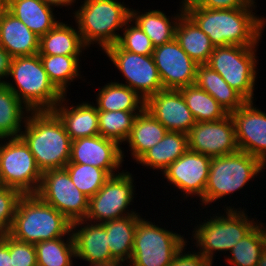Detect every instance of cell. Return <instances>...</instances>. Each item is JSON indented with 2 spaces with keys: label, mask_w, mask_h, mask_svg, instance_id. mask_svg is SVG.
I'll return each instance as SVG.
<instances>
[{
  "label": "cell",
  "mask_w": 266,
  "mask_h": 266,
  "mask_svg": "<svg viewBox=\"0 0 266 266\" xmlns=\"http://www.w3.org/2000/svg\"><path fill=\"white\" fill-rule=\"evenodd\" d=\"M183 8L215 47L259 46L263 38L266 18L256 14V8L207 9L196 6L191 0H183Z\"/></svg>",
  "instance_id": "1"
},
{
  "label": "cell",
  "mask_w": 266,
  "mask_h": 266,
  "mask_svg": "<svg viewBox=\"0 0 266 266\" xmlns=\"http://www.w3.org/2000/svg\"><path fill=\"white\" fill-rule=\"evenodd\" d=\"M20 137L41 170L62 169L70 161L71 138L53 111H31Z\"/></svg>",
  "instance_id": "2"
},
{
  "label": "cell",
  "mask_w": 266,
  "mask_h": 266,
  "mask_svg": "<svg viewBox=\"0 0 266 266\" xmlns=\"http://www.w3.org/2000/svg\"><path fill=\"white\" fill-rule=\"evenodd\" d=\"M223 207L225 208L223 214L219 211L215 214L211 213L209 219L205 217V220L203 218L199 222L197 220L198 224H194L190 238L197 251L213 263L214 256L218 252L228 254L259 223L257 218L247 215L244 207L243 209L234 208L235 206L232 207V205Z\"/></svg>",
  "instance_id": "3"
},
{
  "label": "cell",
  "mask_w": 266,
  "mask_h": 266,
  "mask_svg": "<svg viewBox=\"0 0 266 266\" xmlns=\"http://www.w3.org/2000/svg\"><path fill=\"white\" fill-rule=\"evenodd\" d=\"M79 9H74V18L85 46L96 44L104 51L115 45L126 22L130 19V8L118 0H83ZM121 29V30H120ZM118 31V32H116Z\"/></svg>",
  "instance_id": "4"
},
{
  "label": "cell",
  "mask_w": 266,
  "mask_h": 266,
  "mask_svg": "<svg viewBox=\"0 0 266 266\" xmlns=\"http://www.w3.org/2000/svg\"><path fill=\"white\" fill-rule=\"evenodd\" d=\"M71 222L36 194H23L18 201L9 235L36 244L58 237L73 236Z\"/></svg>",
  "instance_id": "5"
},
{
  "label": "cell",
  "mask_w": 266,
  "mask_h": 266,
  "mask_svg": "<svg viewBox=\"0 0 266 266\" xmlns=\"http://www.w3.org/2000/svg\"><path fill=\"white\" fill-rule=\"evenodd\" d=\"M8 79L7 87L31 111H52L64 96L50 81L39 54L14 57Z\"/></svg>",
  "instance_id": "6"
},
{
  "label": "cell",
  "mask_w": 266,
  "mask_h": 266,
  "mask_svg": "<svg viewBox=\"0 0 266 266\" xmlns=\"http://www.w3.org/2000/svg\"><path fill=\"white\" fill-rule=\"evenodd\" d=\"M266 165L246 152L211 157L207 184L204 192V209L210 204L244 189L249 181L263 173ZM220 199V200H219Z\"/></svg>",
  "instance_id": "7"
},
{
  "label": "cell",
  "mask_w": 266,
  "mask_h": 266,
  "mask_svg": "<svg viewBox=\"0 0 266 266\" xmlns=\"http://www.w3.org/2000/svg\"><path fill=\"white\" fill-rule=\"evenodd\" d=\"M181 234L141 217L126 266H169L177 252L190 242Z\"/></svg>",
  "instance_id": "8"
},
{
  "label": "cell",
  "mask_w": 266,
  "mask_h": 266,
  "mask_svg": "<svg viewBox=\"0 0 266 266\" xmlns=\"http://www.w3.org/2000/svg\"><path fill=\"white\" fill-rule=\"evenodd\" d=\"M258 46H216L207 63L246 101H255Z\"/></svg>",
  "instance_id": "9"
},
{
  "label": "cell",
  "mask_w": 266,
  "mask_h": 266,
  "mask_svg": "<svg viewBox=\"0 0 266 266\" xmlns=\"http://www.w3.org/2000/svg\"><path fill=\"white\" fill-rule=\"evenodd\" d=\"M0 172L2 186L22 194H35L43 174L21 137L0 139Z\"/></svg>",
  "instance_id": "10"
},
{
  "label": "cell",
  "mask_w": 266,
  "mask_h": 266,
  "mask_svg": "<svg viewBox=\"0 0 266 266\" xmlns=\"http://www.w3.org/2000/svg\"><path fill=\"white\" fill-rule=\"evenodd\" d=\"M134 178L127 170L111 176L99 191L89 198L85 220L102 224L128 215L140 214L136 209H130L136 197L134 195H137Z\"/></svg>",
  "instance_id": "11"
},
{
  "label": "cell",
  "mask_w": 266,
  "mask_h": 266,
  "mask_svg": "<svg viewBox=\"0 0 266 266\" xmlns=\"http://www.w3.org/2000/svg\"><path fill=\"white\" fill-rule=\"evenodd\" d=\"M35 194L71 223L85 220L89 198L73 184L65 168L43 172Z\"/></svg>",
  "instance_id": "12"
},
{
  "label": "cell",
  "mask_w": 266,
  "mask_h": 266,
  "mask_svg": "<svg viewBox=\"0 0 266 266\" xmlns=\"http://www.w3.org/2000/svg\"><path fill=\"white\" fill-rule=\"evenodd\" d=\"M115 68L122 73L126 85L146 100L163 90L162 81L152 55H140L121 49L117 44L104 51Z\"/></svg>",
  "instance_id": "13"
},
{
  "label": "cell",
  "mask_w": 266,
  "mask_h": 266,
  "mask_svg": "<svg viewBox=\"0 0 266 266\" xmlns=\"http://www.w3.org/2000/svg\"><path fill=\"white\" fill-rule=\"evenodd\" d=\"M211 157L189 149L161 173L164 179L178 189L185 201L188 197L199 198L204 209V192L208 180ZM193 196V197H192Z\"/></svg>",
  "instance_id": "14"
},
{
  "label": "cell",
  "mask_w": 266,
  "mask_h": 266,
  "mask_svg": "<svg viewBox=\"0 0 266 266\" xmlns=\"http://www.w3.org/2000/svg\"><path fill=\"white\" fill-rule=\"evenodd\" d=\"M187 136L190 151L209 157L230 155L239 151L235 124L230 114L216 121L196 122Z\"/></svg>",
  "instance_id": "15"
},
{
  "label": "cell",
  "mask_w": 266,
  "mask_h": 266,
  "mask_svg": "<svg viewBox=\"0 0 266 266\" xmlns=\"http://www.w3.org/2000/svg\"><path fill=\"white\" fill-rule=\"evenodd\" d=\"M124 154V148L118 142L99 134L72 140L68 163L93 165L104 169L110 176H114L124 171L122 169L125 161Z\"/></svg>",
  "instance_id": "16"
},
{
  "label": "cell",
  "mask_w": 266,
  "mask_h": 266,
  "mask_svg": "<svg viewBox=\"0 0 266 266\" xmlns=\"http://www.w3.org/2000/svg\"><path fill=\"white\" fill-rule=\"evenodd\" d=\"M153 58L163 89L178 90L195 83L198 64L173 40L154 47Z\"/></svg>",
  "instance_id": "17"
},
{
  "label": "cell",
  "mask_w": 266,
  "mask_h": 266,
  "mask_svg": "<svg viewBox=\"0 0 266 266\" xmlns=\"http://www.w3.org/2000/svg\"><path fill=\"white\" fill-rule=\"evenodd\" d=\"M247 101L230 113L235 124L239 151L259 158L266 165V113Z\"/></svg>",
  "instance_id": "18"
},
{
  "label": "cell",
  "mask_w": 266,
  "mask_h": 266,
  "mask_svg": "<svg viewBox=\"0 0 266 266\" xmlns=\"http://www.w3.org/2000/svg\"><path fill=\"white\" fill-rule=\"evenodd\" d=\"M144 109L170 132L188 134L196 120L179 90L163 89L145 100Z\"/></svg>",
  "instance_id": "19"
},
{
  "label": "cell",
  "mask_w": 266,
  "mask_h": 266,
  "mask_svg": "<svg viewBox=\"0 0 266 266\" xmlns=\"http://www.w3.org/2000/svg\"><path fill=\"white\" fill-rule=\"evenodd\" d=\"M71 232L75 244L76 259L88 264L118 262L110 252L107 231L101 223L87 220L75 221L71 224Z\"/></svg>",
  "instance_id": "20"
},
{
  "label": "cell",
  "mask_w": 266,
  "mask_h": 266,
  "mask_svg": "<svg viewBox=\"0 0 266 266\" xmlns=\"http://www.w3.org/2000/svg\"><path fill=\"white\" fill-rule=\"evenodd\" d=\"M69 100L64 95L52 111L64 124L71 140L99 135L98 110L94 102L81 101L69 105Z\"/></svg>",
  "instance_id": "21"
},
{
  "label": "cell",
  "mask_w": 266,
  "mask_h": 266,
  "mask_svg": "<svg viewBox=\"0 0 266 266\" xmlns=\"http://www.w3.org/2000/svg\"><path fill=\"white\" fill-rule=\"evenodd\" d=\"M179 3V12H174L172 16L166 15L160 9L141 12L139 9L130 8V19L150 38L152 45L157 47L175 38L176 26L184 14L183 0Z\"/></svg>",
  "instance_id": "22"
},
{
  "label": "cell",
  "mask_w": 266,
  "mask_h": 266,
  "mask_svg": "<svg viewBox=\"0 0 266 266\" xmlns=\"http://www.w3.org/2000/svg\"><path fill=\"white\" fill-rule=\"evenodd\" d=\"M40 38L23 22L6 10L0 20V46L13 58L35 55L39 52Z\"/></svg>",
  "instance_id": "23"
},
{
  "label": "cell",
  "mask_w": 266,
  "mask_h": 266,
  "mask_svg": "<svg viewBox=\"0 0 266 266\" xmlns=\"http://www.w3.org/2000/svg\"><path fill=\"white\" fill-rule=\"evenodd\" d=\"M61 20L40 37L39 55L82 56L88 48L82 41L77 24L73 26Z\"/></svg>",
  "instance_id": "24"
},
{
  "label": "cell",
  "mask_w": 266,
  "mask_h": 266,
  "mask_svg": "<svg viewBox=\"0 0 266 266\" xmlns=\"http://www.w3.org/2000/svg\"><path fill=\"white\" fill-rule=\"evenodd\" d=\"M7 10L39 38L60 21L53 13L54 7L41 0H7Z\"/></svg>",
  "instance_id": "25"
},
{
  "label": "cell",
  "mask_w": 266,
  "mask_h": 266,
  "mask_svg": "<svg viewBox=\"0 0 266 266\" xmlns=\"http://www.w3.org/2000/svg\"><path fill=\"white\" fill-rule=\"evenodd\" d=\"M188 150V136L181 132H170L152 148L148 149L136 163L148 169L164 172L170 164Z\"/></svg>",
  "instance_id": "26"
},
{
  "label": "cell",
  "mask_w": 266,
  "mask_h": 266,
  "mask_svg": "<svg viewBox=\"0 0 266 266\" xmlns=\"http://www.w3.org/2000/svg\"><path fill=\"white\" fill-rule=\"evenodd\" d=\"M168 132L165 126L143 109L136 115L127 140L128 150L136 162L148 149L156 145Z\"/></svg>",
  "instance_id": "27"
},
{
  "label": "cell",
  "mask_w": 266,
  "mask_h": 266,
  "mask_svg": "<svg viewBox=\"0 0 266 266\" xmlns=\"http://www.w3.org/2000/svg\"><path fill=\"white\" fill-rule=\"evenodd\" d=\"M194 84L208 92L229 114L247 102L207 64L198 65Z\"/></svg>",
  "instance_id": "28"
},
{
  "label": "cell",
  "mask_w": 266,
  "mask_h": 266,
  "mask_svg": "<svg viewBox=\"0 0 266 266\" xmlns=\"http://www.w3.org/2000/svg\"><path fill=\"white\" fill-rule=\"evenodd\" d=\"M141 217L142 214L128 215L102 223L107 231L111 255L122 264L131 259L136 226Z\"/></svg>",
  "instance_id": "29"
},
{
  "label": "cell",
  "mask_w": 266,
  "mask_h": 266,
  "mask_svg": "<svg viewBox=\"0 0 266 266\" xmlns=\"http://www.w3.org/2000/svg\"><path fill=\"white\" fill-rule=\"evenodd\" d=\"M175 39L198 65L207 64L214 45L210 38L184 13L176 26Z\"/></svg>",
  "instance_id": "30"
},
{
  "label": "cell",
  "mask_w": 266,
  "mask_h": 266,
  "mask_svg": "<svg viewBox=\"0 0 266 266\" xmlns=\"http://www.w3.org/2000/svg\"><path fill=\"white\" fill-rule=\"evenodd\" d=\"M97 92L94 105L98 111L141 112L145 106V100L142 97L116 80L106 83Z\"/></svg>",
  "instance_id": "31"
},
{
  "label": "cell",
  "mask_w": 266,
  "mask_h": 266,
  "mask_svg": "<svg viewBox=\"0 0 266 266\" xmlns=\"http://www.w3.org/2000/svg\"><path fill=\"white\" fill-rule=\"evenodd\" d=\"M30 112L5 83H0V139L20 137Z\"/></svg>",
  "instance_id": "32"
},
{
  "label": "cell",
  "mask_w": 266,
  "mask_h": 266,
  "mask_svg": "<svg viewBox=\"0 0 266 266\" xmlns=\"http://www.w3.org/2000/svg\"><path fill=\"white\" fill-rule=\"evenodd\" d=\"M266 223H259L243 237L224 258L230 266H257L266 248Z\"/></svg>",
  "instance_id": "33"
},
{
  "label": "cell",
  "mask_w": 266,
  "mask_h": 266,
  "mask_svg": "<svg viewBox=\"0 0 266 266\" xmlns=\"http://www.w3.org/2000/svg\"><path fill=\"white\" fill-rule=\"evenodd\" d=\"M50 81L63 94L75 79H83L81 75V56L39 55ZM81 76V77H80Z\"/></svg>",
  "instance_id": "34"
},
{
  "label": "cell",
  "mask_w": 266,
  "mask_h": 266,
  "mask_svg": "<svg viewBox=\"0 0 266 266\" xmlns=\"http://www.w3.org/2000/svg\"><path fill=\"white\" fill-rule=\"evenodd\" d=\"M196 122L224 119L229 113L208 92L195 84L178 89Z\"/></svg>",
  "instance_id": "35"
},
{
  "label": "cell",
  "mask_w": 266,
  "mask_h": 266,
  "mask_svg": "<svg viewBox=\"0 0 266 266\" xmlns=\"http://www.w3.org/2000/svg\"><path fill=\"white\" fill-rule=\"evenodd\" d=\"M34 246L37 266H74L76 252L73 236L45 240Z\"/></svg>",
  "instance_id": "36"
},
{
  "label": "cell",
  "mask_w": 266,
  "mask_h": 266,
  "mask_svg": "<svg viewBox=\"0 0 266 266\" xmlns=\"http://www.w3.org/2000/svg\"><path fill=\"white\" fill-rule=\"evenodd\" d=\"M140 112L129 111H98L100 135L112 139L120 145L127 140L134 119Z\"/></svg>",
  "instance_id": "37"
},
{
  "label": "cell",
  "mask_w": 266,
  "mask_h": 266,
  "mask_svg": "<svg viewBox=\"0 0 266 266\" xmlns=\"http://www.w3.org/2000/svg\"><path fill=\"white\" fill-rule=\"evenodd\" d=\"M64 168L73 184L88 198L94 196L111 177L104 169L93 165L67 163Z\"/></svg>",
  "instance_id": "38"
},
{
  "label": "cell",
  "mask_w": 266,
  "mask_h": 266,
  "mask_svg": "<svg viewBox=\"0 0 266 266\" xmlns=\"http://www.w3.org/2000/svg\"><path fill=\"white\" fill-rule=\"evenodd\" d=\"M116 44L121 49L140 55H153L154 51L150 38L131 19L126 22Z\"/></svg>",
  "instance_id": "39"
},
{
  "label": "cell",
  "mask_w": 266,
  "mask_h": 266,
  "mask_svg": "<svg viewBox=\"0 0 266 266\" xmlns=\"http://www.w3.org/2000/svg\"><path fill=\"white\" fill-rule=\"evenodd\" d=\"M22 195L15 188L0 186V238L9 234L16 207Z\"/></svg>",
  "instance_id": "40"
},
{
  "label": "cell",
  "mask_w": 266,
  "mask_h": 266,
  "mask_svg": "<svg viewBox=\"0 0 266 266\" xmlns=\"http://www.w3.org/2000/svg\"><path fill=\"white\" fill-rule=\"evenodd\" d=\"M12 266H37L34 244L19 241L10 236Z\"/></svg>",
  "instance_id": "41"
},
{
  "label": "cell",
  "mask_w": 266,
  "mask_h": 266,
  "mask_svg": "<svg viewBox=\"0 0 266 266\" xmlns=\"http://www.w3.org/2000/svg\"><path fill=\"white\" fill-rule=\"evenodd\" d=\"M187 245L189 244L186 243L177 252L169 266H212L214 264L211 260L205 258L198 251L196 252L197 249H195L194 251L189 250L187 252Z\"/></svg>",
  "instance_id": "42"
},
{
  "label": "cell",
  "mask_w": 266,
  "mask_h": 266,
  "mask_svg": "<svg viewBox=\"0 0 266 266\" xmlns=\"http://www.w3.org/2000/svg\"><path fill=\"white\" fill-rule=\"evenodd\" d=\"M196 6L207 9L257 8L248 0H191Z\"/></svg>",
  "instance_id": "43"
},
{
  "label": "cell",
  "mask_w": 266,
  "mask_h": 266,
  "mask_svg": "<svg viewBox=\"0 0 266 266\" xmlns=\"http://www.w3.org/2000/svg\"><path fill=\"white\" fill-rule=\"evenodd\" d=\"M12 59L13 57L0 46V83H6L10 73Z\"/></svg>",
  "instance_id": "44"
},
{
  "label": "cell",
  "mask_w": 266,
  "mask_h": 266,
  "mask_svg": "<svg viewBox=\"0 0 266 266\" xmlns=\"http://www.w3.org/2000/svg\"><path fill=\"white\" fill-rule=\"evenodd\" d=\"M0 266H12L9 234L0 238Z\"/></svg>",
  "instance_id": "45"
},
{
  "label": "cell",
  "mask_w": 266,
  "mask_h": 266,
  "mask_svg": "<svg viewBox=\"0 0 266 266\" xmlns=\"http://www.w3.org/2000/svg\"><path fill=\"white\" fill-rule=\"evenodd\" d=\"M41 1L55 8L60 7L61 9L62 7H67L69 10L72 9V6H74V3H76L77 0H41Z\"/></svg>",
  "instance_id": "46"
},
{
  "label": "cell",
  "mask_w": 266,
  "mask_h": 266,
  "mask_svg": "<svg viewBox=\"0 0 266 266\" xmlns=\"http://www.w3.org/2000/svg\"><path fill=\"white\" fill-rule=\"evenodd\" d=\"M90 266H126V264H122L120 262H107V263H92Z\"/></svg>",
  "instance_id": "47"
},
{
  "label": "cell",
  "mask_w": 266,
  "mask_h": 266,
  "mask_svg": "<svg viewBox=\"0 0 266 266\" xmlns=\"http://www.w3.org/2000/svg\"><path fill=\"white\" fill-rule=\"evenodd\" d=\"M257 266H266V248L262 252Z\"/></svg>",
  "instance_id": "48"
},
{
  "label": "cell",
  "mask_w": 266,
  "mask_h": 266,
  "mask_svg": "<svg viewBox=\"0 0 266 266\" xmlns=\"http://www.w3.org/2000/svg\"><path fill=\"white\" fill-rule=\"evenodd\" d=\"M7 10V0H0V20L3 13Z\"/></svg>",
  "instance_id": "49"
},
{
  "label": "cell",
  "mask_w": 266,
  "mask_h": 266,
  "mask_svg": "<svg viewBox=\"0 0 266 266\" xmlns=\"http://www.w3.org/2000/svg\"><path fill=\"white\" fill-rule=\"evenodd\" d=\"M251 4L253 5H257V3L255 2L256 0H248Z\"/></svg>",
  "instance_id": "50"
},
{
  "label": "cell",
  "mask_w": 266,
  "mask_h": 266,
  "mask_svg": "<svg viewBox=\"0 0 266 266\" xmlns=\"http://www.w3.org/2000/svg\"><path fill=\"white\" fill-rule=\"evenodd\" d=\"M0 186H2L1 172H0Z\"/></svg>",
  "instance_id": "51"
}]
</instances>
